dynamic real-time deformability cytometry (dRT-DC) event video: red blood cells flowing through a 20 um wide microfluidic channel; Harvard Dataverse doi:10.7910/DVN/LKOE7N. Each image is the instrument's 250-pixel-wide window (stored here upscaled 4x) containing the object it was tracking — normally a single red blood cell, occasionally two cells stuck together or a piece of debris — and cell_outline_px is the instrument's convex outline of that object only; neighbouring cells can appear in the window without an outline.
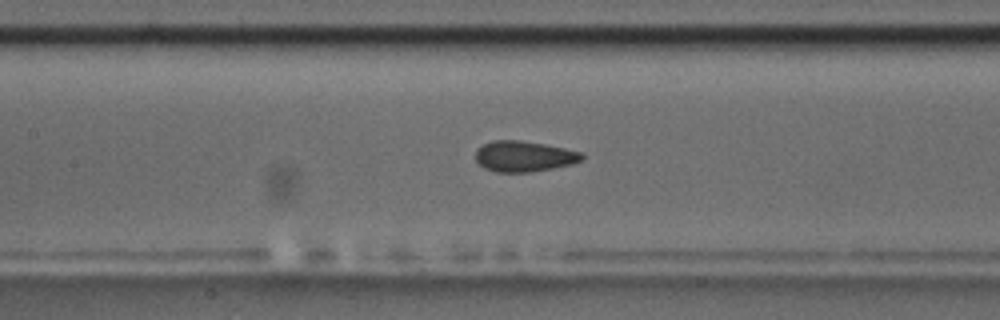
{"species": "common noctule bat (a hibernating species)", "species_latin": "Nyctalus noctula", "temperature_condition": "room temperature", "stored_images_in_passage": 35, "segment_of_instrument_passage": [1, 2], "camera_frame_rate_fps": 3000, "um_per_image_px": 0.085, "animal": {"sex": "male", "body_mass_g": 17.5, "forearm_length_mm": 52.3}, "frame": {"image": 1, "passage_image": 10, "time_ms": 3.0, "image_size_px": [1000, 320], "cell_outline_px": [[584, 160], [572, 164], [552, 168], [528, 172], [496, 172], [484, 168], [476, 160], [476, 148], [492, 140], [520, 140], [544, 144], [564, 148], [580, 152], [584, 156]], "centroid_in_image_um": [44.53, 13.28], "position_along_channel_um": 162.9, "area_um2": 19.02}}
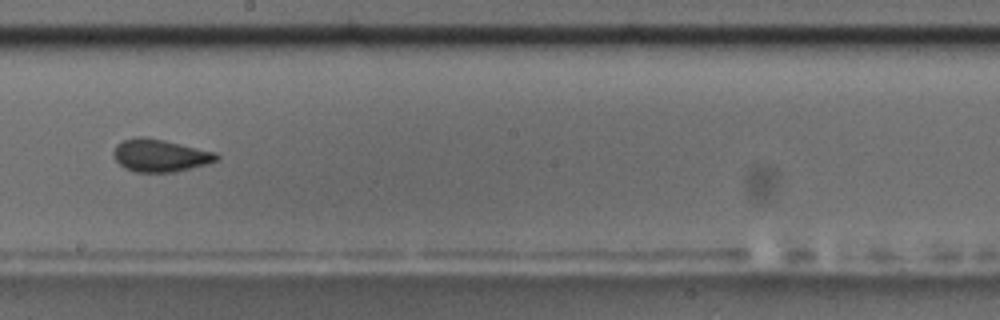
{"frame": {"image": 2, "passage_image": 16, "time_ms": 5.0, "image_size_px": [1000, 320], "cell_outline_px": [[220, 160], [208, 164], [176, 172], [136, 172], [124, 168], [116, 160], [112, 152], [116, 144], [124, 140], [140, 136], [144, 136], [164, 140], [216, 152], [220, 156]], "centroid_in_image_um": [13.63, 13.22], "position_along_channel_um": 234.6, "area_um2": 19.71}}
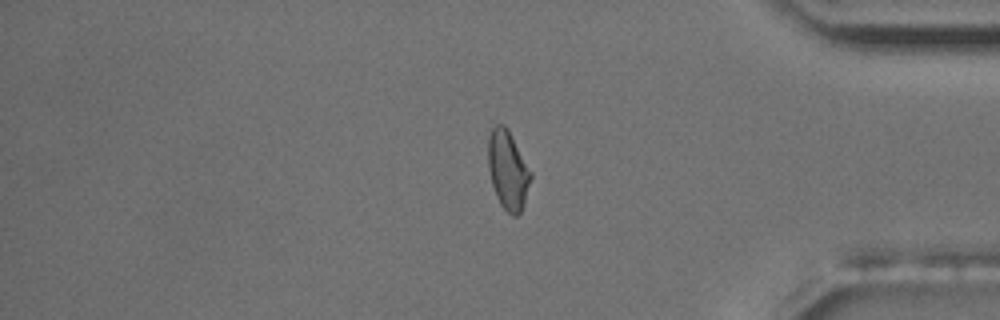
{"frame": {"image": 3, "passage_image": 31, "time_ms": 10.0, "image_size_px": [1000, 320], "cell_outline_px": [[532, 176], [524, 204], [520, 212], [516, 216], [512, 216], [500, 204], [496, 196], [492, 184], [488, 168], [488, 136], [492, 120], [504, 124], [508, 128], [532, 172]], "centroid_in_image_um": [43.15, 14.37], "position_along_channel_um": 392.1, "area_um2": 20.06}}